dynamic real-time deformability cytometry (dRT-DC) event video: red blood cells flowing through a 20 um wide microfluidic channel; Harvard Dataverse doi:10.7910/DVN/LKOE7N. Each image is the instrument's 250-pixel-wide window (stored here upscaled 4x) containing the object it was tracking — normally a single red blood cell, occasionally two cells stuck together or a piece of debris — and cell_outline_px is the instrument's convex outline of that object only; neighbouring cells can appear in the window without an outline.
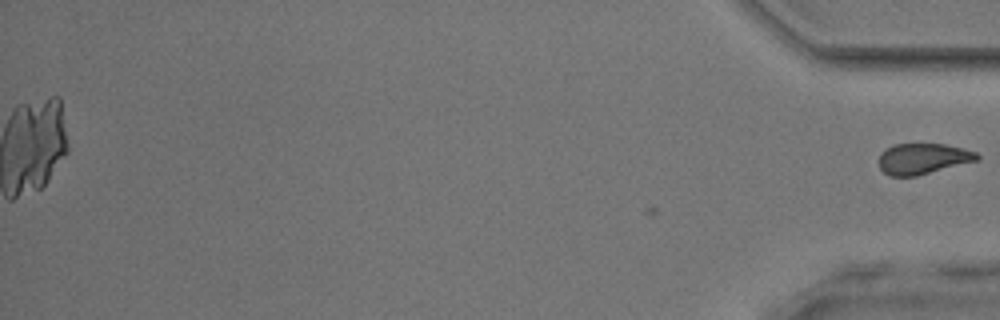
{"species": "common noctule bat (a hibernating species)", "species_latin": "Nyctalus noctula", "temperature_condition": "room temperature", "stored_images_in_passage": 35, "camera_frame_rate_fps": 3000, "um_per_image_px": 0.085, "animal": {"sex": "male", "body_mass_g": 17.9, "forearm_length_mm": 54.2}, "frame": {"image": 1, "passage_image": 35, "time_ms": 11.333, "image_size_px": [1000, 320], "cell_outline_px": [[980, 160], [916, 176], [892, 176], [884, 172], [880, 168], [880, 152], [884, 148], [892, 144], [944, 144], [964, 148], [976, 152], [980, 156]], "centroid_in_image_um": [78.46, 13.48], "position_along_channel_um": 356.7, "area_um2": 17.74}}